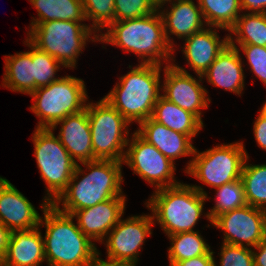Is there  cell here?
<instances>
[{
    "instance_id": "6da1fadb",
    "label": "cell",
    "mask_w": 266,
    "mask_h": 266,
    "mask_svg": "<svg viewBox=\"0 0 266 266\" xmlns=\"http://www.w3.org/2000/svg\"><path fill=\"white\" fill-rule=\"evenodd\" d=\"M80 164L89 173L77 164L66 190L53 203L60 211L72 215L76 210L92 207L115 197H126L121 188L124 182L122 161L97 159ZM79 176L83 177L79 180Z\"/></svg>"
},
{
    "instance_id": "7a4b0ae2",
    "label": "cell",
    "mask_w": 266,
    "mask_h": 266,
    "mask_svg": "<svg viewBox=\"0 0 266 266\" xmlns=\"http://www.w3.org/2000/svg\"><path fill=\"white\" fill-rule=\"evenodd\" d=\"M106 31L99 34L98 42L138 55L141 64L163 65L165 62L169 65L175 62L172 56L174 50L167 41L163 19L158 10L145 17L114 22Z\"/></svg>"
},
{
    "instance_id": "3957f363",
    "label": "cell",
    "mask_w": 266,
    "mask_h": 266,
    "mask_svg": "<svg viewBox=\"0 0 266 266\" xmlns=\"http://www.w3.org/2000/svg\"><path fill=\"white\" fill-rule=\"evenodd\" d=\"M45 227L44 250L48 266H86L98 253L95 243L79 229L71 214L60 211L54 204H41Z\"/></svg>"
},
{
    "instance_id": "277c9868",
    "label": "cell",
    "mask_w": 266,
    "mask_h": 266,
    "mask_svg": "<svg viewBox=\"0 0 266 266\" xmlns=\"http://www.w3.org/2000/svg\"><path fill=\"white\" fill-rule=\"evenodd\" d=\"M162 65L139 64L127 74L121 76L114 88L103 97L129 123L138 125L150 118L153 108L162 95L161 68Z\"/></svg>"
},
{
    "instance_id": "5b68a950",
    "label": "cell",
    "mask_w": 266,
    "mask_h": 266,
    "mask_svg": "<svg viewBox=\"0 0 266 266\" xmlns=\"http://www.w3.org/2000/svg\"><path fill=\"white\" fill-rule=\"evenodd\" d=\"M208 198L202 186L182 182L155 190L146 207L151 210L154 222L169 236L194 232Z\"/></svg>"
},
{
    "instance_id": "8992f818",
    "label": "cell",
    "mask_w": 266,
    "mask_h": 266,
    "mask_svg": "<svg viewBox=\"0 0 266 266\" xmlns=\"http://www.w3.org/2000/svg\"><path fill=\"white\" fill-rule=\"evenodd\" d=\"M29 27L27 39L69 69L76 67L77 58L89 40L99 41V33L82 22L53 20Z\"/></svg>"
},
{
    "instance_id": "52a82bcc",
    "label": "cell",
    "mask_w": 266,
    "mask_h": 266,
    "mask_svg": "<svg viewBox=\"0 0 266 266\" xmlns=\"http://www.w3.org/2000/svg\"><path fill=\"white\" fill-rule=\"evenodd\" d=\"M30 96L33 105L29 109L40 120L36 128H52L68 115L86 109L88 101L84 81L70 75L37 88Z\"/></svg>"
},
{
    "instance_id": "ba28073f",
    "label": "cell",
    "mask_w": 266,
    "mask_h": 266,
    "mask_svg": "<svg viewBox=\"0 0 266 266\" xmlns=\"http://www.w3.org/2000/svg\"><path fill=\"white\" fill-rule=\"evenodd\" d=\"M32 142L37 167L47 185V194L43 199L53 204L66 190L77 163L51 128H35Z\"/></svg>"
},
{
    "instance_id": "9c48e42d",
    "label": "cell",
    "mask_w": 266,
    "mask_h": 266,
    "mask_svg": "<svg viewBox=\"0 0 266 266\" xmlns=\"http://www.w3.org/2000/svg\"><path fill=\"white\" fill-rule=\"evenodd\" d=\"M86 109L94 157L123 162L130 123L104 98L97 103L88 101Z\"/></svg>"
},
{
    "instance_id": "30bf717a",
    "label": "cell",
    "mask_w": 266,
    "mask_h": 266,
    "mask_svg": "<svg viewBox=\"0 0 266 266\" xmlns=\"http://www.w3.org/2000/svg\"><path fill=\"white\" fill-rule=\"evenodd\" d=\"M192 156L185 173L216 188L241 178L248 153L243 142H234L216 145L203 152L195 148Z\"/></svg>"
},
{
    "instance_id": "8fae6325",
    "label": "cell",
    "mask_w": 266,
    "mask_h": 266,
    "mask_svg": "<svg viewBox=\"0 0 266 266\" xmlns=\"http://www.w3.org/2000/svg\"><path fill=\"white\" fill-rule=\"evenodd\" d=\"M129 146V147H128ZM123 163L156 190L177 185L174 177L175 163L149 144L136 131L128 140Z\"/></svg>"
},
{
    "instance_id": "7c38bea8",
    "label": "cell",
    "mask_w": 266,
    "mask_h": 266,
    "mask_svg": "<svg viewBox=\"0 0 266 266\" xmlns=\"http://www.w3.org/2000/svg\"><path fill=\"white\" fill-rule=\"evenodd\" d=\"M153 225L151 214L134 215L124 220L120 218L103 240L106 241V259L136 266L140 249L147 237L152 234Z\"/></svg>"
},
{
    "instance_id": "4fadbf2b",
    "label": "cell",
    "mask_w": 266,
    "mask_h": 266,
    "mask_svg": "<svg viewBox=\"0 0 266 266\" xmlns=\"http://www.w3.org/2000/svg\"><path fill=\"white\" fill-rule=\"evenodd\" d=\"M211 224L224 231L223 243L252 249L266 234V211L247 204L217 216Z\"/></svg>"
},
{
    "instance_id": "5bb4252c",
    "label": "cell",
    "mask_w": 266,
    "mask_h": 266,
    "mask_svg": "<svg viewBox=\"0 0 266 266\" xmlns=\"http://www.w3.org/2000/svg\"><path fill=\"white\" fill-rule=\"evenodd\" d=\"M163 97L182 109L194 114L202 123L201 109H206L211 102L208 91L201 84L202 76L193 77L186 69L172 63L165 65Z\"/></svg>"
},
{
    "instance_id": "9a60e30c",
    "label": "cell",
    "mask_w": 266,
    "mask_h": 266,
    "mask_svg": "<svg viewBox=\"0 0 266 266\" xmlns=\"http://www.w3.org/2000/svg\"><path fill=\"white\" fill-rule=\"evenodd\" d=\"M126 197H115L95 206L76 210L79 229L93 241L103 243L107 234L115 227L125 211Z\"/></svg>"
},
{
    "instance_id": "2e32d148",
    "label": "cell",
    "mask_w": 266,
    "mask_h": 266,
    "mask_svg": "<svg viewBox=\"0 0 266 266\" xmlns=\"http://www.w3.org/2000/svg\"><path fill=\"white\" fill-rule=\"evenodd\" d=\"M40 218L32 203L0 176V222L11 231H20L38 227Z\"/></svg>"
},
{
    "instance_id": "e0dca14e",
    "label": "cell",
    "mask_w": 266,
    "mask_h": 266,
    "mask_svg": "<svg viewBox=\"0 0 266 266\" xmlns=\"http://www.w3.org/2000/svg\"><path fill=\"white\" fill-rule=\"evenodd\" d=\"M58 125H61V128L57 136L77 164L97 160L93 155L87 109L68 115L51 129L54 131Z\"/></svg>"
},
{
    "instance_id": "ac0fdd59",
    "label": "cell",
    "mask_w": 266,
    "mask_h": 266,
    "mask_svg": "<svg viewBox=\"0 0 266 266\" xmlns=\"http://www.w3.org/2000/svg\"><path fill=\"white\" fill-rule=\"evenodd\" d=\"M216 29L220 28L205 27L184 40L185 44L181 51L187 60L188 66L195 71L196 75L202 76L229 44V34L220 39Z\"/></svg>"
},
{
    "instance_id": "d6986e66",
    "label": "cell",
    "mask_w": 266,
    "mask_h": 266,
    "mask_svg": "<svg viewBox=\"0 0 266 266\" xmlns=\"http://www.w3.org/2000/svg\"><path fill=\"white\" fill-rule=\"evenodd\" d=\"M169 4L171 7L169 10L164 8L159 12L163 19L167 41L175 51L174 41L170 39L171 34L185 40L207 25L199 5L193 0H172Z\"/></svg>"
},
{
    "instance_id": "ffe728a7",
    "label": "cell",
    "mask_w": 266,
    "mask_h": 266,
    "mask_svg": "<svg viewBox=\"0 0 266 266\" xmlns=\"http://www.w3.org/2000/svg\"><path fill=\"white\" fill-rule=\"evenodd\" d=\"M240 52L228 44L202 75L215 87L241 95L244 90V69ZM204 77V78H203Z\"/></svg>"
},
{
    "instance_id": "44dd1931",
    "label": "cell",
    "mask_w": 266,
    "mask_h": 266,
    "mask_svg": "<svg viewBox=\"0 0 266 266\" xmlns=\"http://www.w3.org/2000/svg\"><path fill=\"white\" fill-rule=\"evenodd\" d=\"M136 132L173 163L180 157H187L194 153L195 147L187 135L173 131L151 117L142 121Z\"/></svg>"
},
{
    "instance_id": "7402d4cb",
    "label": "cell",
    "mask_w": 266,
    "mask_h": 266,
    "mask_svg": "<svg viewBox=\"0 0 266 266\" xmlns=\"http://www.w3.org/2000/svg\"><path fill=\"white\" fill-rule=\"evenodd\" d=\"M39 226L12 231L7 252L0 266H40L45 260L44 241Z\"/></svg>"
},
{
    "instance_id": "603a6c76",
    "label": "cell",
    "mask_w": 266,
    "mask_h": 266,
    "mask_svg": "<svg viewBox=\"0 0 266 266\" xmlns=\"http://www.w3.org/2000/svg\"><path fill=\"white\" fill-rule=\"evenodd\" d=\"M25 40V45H28L30 51L17 52L4 57L5 74L1 85L13 92L30 95L34 92V64L32 63V43L27 38Z\"/></svg>"
},
{
    "instance_id": "cb8c5ba5",
    "label": "cell",
    "mask_w": 266,
    "mask_h": 266,
    "mask_svg": "<svg viewBox=\"0 0 266 266\" xmlns=\"http://www.w3.org/2000/svg\"><path fill=\"white\" fill-rule=\"evenodd\" d=\"M151 118L173 131L187 135L191 140L204 127L194 114L168 101L162 95L153 108Z\"/></svg>"
},
{
    "instance_id": "d4e9b609",
    "label": "cell",
    "mask_w": 266,
    "mask_h": 266,
    "mask_svg": "<svg viewBox=\"0 0 266 266\" xmlns=\"http://www.w3.org/2000/svg\"><path fill=\"white\" fill-rule=\"evenodd\" d=\"M37 9L38 17L31 20L30 26L39 23L61 20V21H86L84 8L81 0H29Z\"/></svg>"
},
{
    "instance_id": "484cf974",
    "label": "cell",
    "mask_w": 266,
    "mask_h": 266,
    "mask_svg": "<svg viewBox=\"0 0 266 266\" xmlns=\"http://www.w3.org/2000/svg\"><path fill=\"white\" fill-rule=\"evenodd\" d=\"M229 33V44L235 48L238 47L237 44L266 47V14L244 12L237 18ZM232 35H235L234 39Z\"/></svg>"
},
{
    "instance_id": "4316f807",
    "label": "cell",
    "mask_w": 266,
    "mask_h": 266,
    "mask_svg": "<svg viewBox=\"0 0 266 266\" xmlns=\"http://www.w3.org/2000/svg\"><path fill=\"white\" fill-rule=\"evenodd\" d=\"M207 26L229 31L242 12L240 0H198Z\"/></svg>"
},
{
    "instance_id": "83f0119b",
    "label": "cell",
    "mask_w": 266,
    "mask_h": 266,
    "mask_svg": "<svg viewBox=\"0 0 266 266\" xmlns=\"http://www.w3.org/2000/svg\"><path fill=\"white\" fill-rule=\"evenodd\" d=\"M248 158L241 173L246 203L266 211V164H247Z\"/></svg>"
},
{
    "instance_id": "f1b7e54d",
    "label": "cell",
    "mask_w": 266,
    "mask_h": 266,
    "mask_svg": "<svg viewBox=\"0 0 266 266\" xmlns=\"http://www.w3.org/2000/svg\"><path fill=\"white\" fill-rule=\"evenodd\" d=\"M199 231L176 233L169 235L171 246L168 249V260L170 265L173 262L183 261L206 255L211 247L199 234Z\"/></svg>"
},
{
    "instance_id": "f546056e",
    "label": "cell",
    "mask_w": 266,
    "mask_h": 266,
    "mask_svg": "<svg viewBox=\"0 0 266 266\" xmlns=\"http://www.w3.org/2000/svg\"><path fill=\"white\" fill-rule=\"evenodd\" d=\"M215 205L205 213V217L211 222L219 215L247 205L244 195L243 182L237 179L231 183L215 188Z\"/></svg>"
},
{
    "instance_id": "4dcf8cb0",
    "label": "cell",
    "mask_w": 266,
    "mask_h": 266,
    "mask_svg": "<svg viewBox=\"0 0 266 266\" xmlns=\"http://www.w3.org/2000/svg\"><path fill=\"white\" fill-rule=\"evenodd\" d=\"M86 20L92 21V30L102 33L115 22V0H81ZM103 28V29H102Z\"/></svg>"
},
{
    "instance_id": "1f68e13d",
    "label": "cell",
    "mask_w": 266,
    "mask_h": 266,
    "mask_svg": "<svg viewBox=\"0 0 266 266\" xmlns=\"http://www.w3.org/2000/svg\"><path fill=\"white\" fill-rule=\"evenodd\" d=\"M32 63L34 64V91L58 80L56 72L64 67L57 59L32 44Z\"/></svg>"
},
{
    "instance_id": "d6a6232c",
    "label": "cell",
    "mask_w": 266,
    "mask_h": 266,
    "mask_svg": "<svg viewBox=\"0 0 266 266\" xmlns=\"http://www.w3.org/2000/svg\"><path fill=\"white\" fill-rule=\"evenodd\" d=\"M115 22L148 16L156 11L149 0H115Z\"/></svg>"
},
{
    "instance_id": "836d02e7",
    "label": "cell",
    "mask_w": 266,
    "mask_h": 266,
    "mask_svg": "<svg viewBox=\"0 0 266 266\" xmlns=\"http://www.w3.org/2000/svg\"><path fill=\"white\" fill-rule=\"evenodd\" d=\"M220 258V266H254L253 252L248 247L222 242Z\"/></svg>"
},
{
    "instance_id": "e575fe53",
    "label": "cell",
    "mask_w": 266,
    "mask_h": 266,
    "mask_svg": "<svg viewBox=\"0 0 266 266\" xmlns=\"http://www.w3.org/2000/svg\"><path fill=\"white\" fill-rule=\"evenodd\" d=\"M236 48L242 50L247 58L251 72L266 86V47L256 45H239Z\"/></svg>"
},
{
    "instance_id": "d590c367",
    "label": "cell",
    "mask_w": 266,
    "mask_h": 266,
    "mask_svg": "<svg viewBox=\"0 0 266 266\" xmlns=\"http://www.w3.org/2000/svg\"><path fill=\"white\" fill-rule=\"evenodd\" d=\"M253 126V133L258 146L266 150V116L259 112Z\"/></svg>"
},
{
    "instance_id": "8d00e7d4",
    "label": "cell",
    "mask_w": 266,
    "mask_h": 266,
    "mask_svg": "<svg viewBox=\"0 0 266 266\" xmlns=\"http://www.w3.org/2000/svg\"><path fill=\"white\" fill-rule=\"evenodd\" d=\"M214 253L210 250L206 255H201L195 258L173 262L170 266H214Z\"/></svg>"
},
{
    "instance_id": "74e56055",
    "label": "cell",
    "mask_w": 266,
    "mask_h": 266,
    "mask_svg": "<svg viewBox=\"0 0 266 266\" xmlns=\"http://www.w3.org/2000/svg\"><path fill=\"white\" fill-rule=\"evenodd\" d=\"M240 7L247 14H265L266 0H240Z\"/></svg>"
},
{
    "instance_id": "f35d334b",
    "label": "cell",
    "mask_w": 266,
    "mask_h": 266,
    "mask_svg": "<svg viewBox=\"0 0 266 266\" xmlns=\"http://www.w3.org/2000/svg\"><path fill=\"white\" fill-rule=\"evenodd\" d=\"M252 252L254 266H266V234L261 242L256 247H254V250L252 249Z\"/></svg>"
},
{
    "instance_id": "ab89813d",
    "label": "cell",
    "mask_w": 266,
    "mask_h": 266,
    "mask_svg": "<svg viewBox=\"0 0 266 266\" xmlns=\"http://www.w3.org/2000/svg\"><path fill=\"white\" fill-rule=\"evenodd\" d=\"M11 235L12 231L0 222V262L7 252Z\"/></svg>"
},
{
    "instance_id": "60d3db41",
    "label": "cell",
    "mask_w": 266,
    "mask_h": 266,
    "mask_svg": "<svg viewBox=\"0 0 266 266\" xmlns=\"http://www.w3.org/2000/svg\"><path fill=\"white\" fill-rule=\"evenodd\" d=\"M100 253H98L94 256V258L86 265V266H132L126 263L117 262L109 259H101L99 257Z\"/></svg>"
},
{
    "instance_id": "b9f144b4",
    "label": "cell",
    "mask_w": 266,
    "mask_h": 266,
    "mask_svg": "<svg viewBox=\"0 0 266 266\" xmlns=\"http://www.w3.org/2000/svg\"><path fill=\"white\" fill-rule=\"evenodd\" d=\"M150 3L152 4V6L156 9V10H160L163 9V6L168 2L170 3L172 0H149Z\"/></svg>"
},
{
    "instance_id": "7bdbcfd3",
    "label": "cell",
    "mask_w": 266,
    "mask_h": 266,
    "mask_svg": "<svg viewBox=\"0 0 266 266\" xmlns=\"http://www.w3.org/2000/svg\"><path fill=\"white\" fill-rule=\"evenodd\" d=\"M260 112L266 116V101L264 105L262 106V108L260 109Z\"/></svg>"
}]
</instances>
